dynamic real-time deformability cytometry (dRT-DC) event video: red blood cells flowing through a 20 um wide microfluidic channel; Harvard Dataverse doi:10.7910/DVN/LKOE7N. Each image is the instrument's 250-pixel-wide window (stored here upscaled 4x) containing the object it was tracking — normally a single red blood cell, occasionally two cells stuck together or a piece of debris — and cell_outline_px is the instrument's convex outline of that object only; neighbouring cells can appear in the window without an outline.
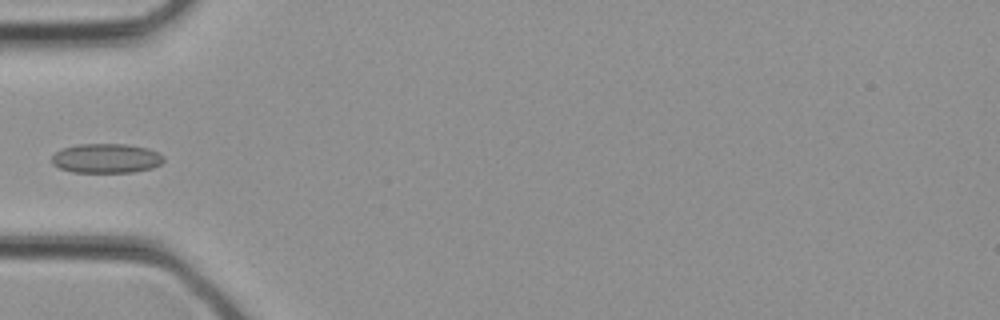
{"species": "common noctule bat (a hibernating species)", "species_latin": "Nyctalus noctula", "temperature_condition": "cold", "stored_images_in_passage": 22, "camera_frame_rate_fps": 3000, "um_per_image_px": 0.085, "animal": {"sex": "female", "body_mass_g": 21.9}, "frame": {"image": 1, "passage_image": 4, "time_ms": 1.0, "image_size_px": [1000, 320], "cell_outline_px": [[164, 160], [160, 164], [152, 168], [132, 172], [72, 172], [60, 168], [52, 164], [52, 156], [56, 152], [64, 148], [76, 144], [128, 144], [148, 148], [164, 156]], "centroid_in_image_um": [9.03, 13.45], "position_along_channel_um": 76.0, "area_um2": 19.19}}
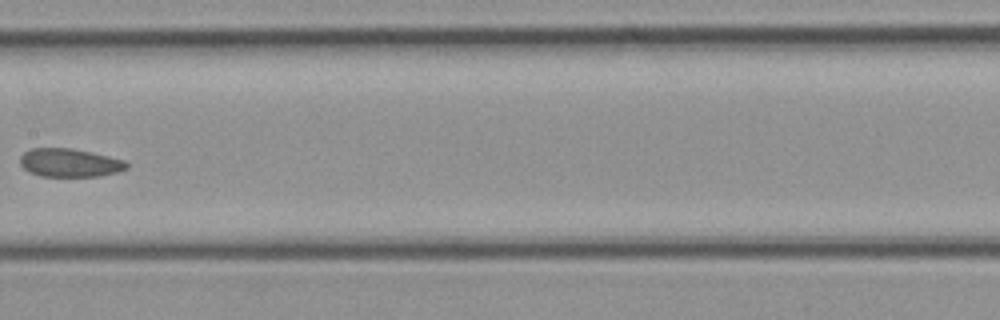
{"frame": {"image": 2, "passage_image": 10, "time_ms": 3.0, "image_size_px": [1000, 320], "cell_outline_px": [[128, 168], [116, 172], [100, 176], [40, 176], [28, 172], [20, 164], [20, 156], [24, 152], [32, 148], [72, 148], [92, 152], [124, 160], [128, 164]], "centroid_in_image_um": [5.9, 13.83], "position_along_channel_um": 201.5, "area_um2": 17.63}}